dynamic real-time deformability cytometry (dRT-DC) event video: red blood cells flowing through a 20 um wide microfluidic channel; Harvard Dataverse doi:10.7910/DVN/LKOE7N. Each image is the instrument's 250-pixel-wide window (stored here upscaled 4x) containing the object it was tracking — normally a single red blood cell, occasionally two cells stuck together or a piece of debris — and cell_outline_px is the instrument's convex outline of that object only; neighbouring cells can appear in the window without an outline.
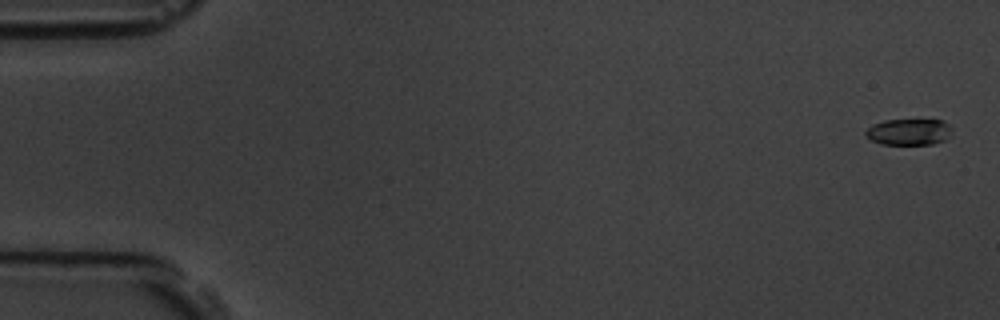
{"species": "common noctule bat (a hibernating species)", "species_latin": "Nyctalus noctula", "temperature_condition": "room temperature", "stored_images_in_passage": 9, "camera_frame_rate_fps": 3000, "um_per_image_px": 0.085, "animal": {"sex": "male", "body_mass_g": 19.5, "forearm_length_mm": 54.6}, "frame": {"image": 1, "passage_image": 1, "time_ms": 0.0, "image_size_px": [1000, 320], "cell_outline_px": [[952, 128], [948, 136], [944, 140], [932, 144], [880, 144], [872, 140], [864, 132], [872, 124], [884, 120], [944, 120]], "centroid_in_image_um": [77.25, 11.2], "position_along_channel_um": 7.8, "area_um2": 13.12}}
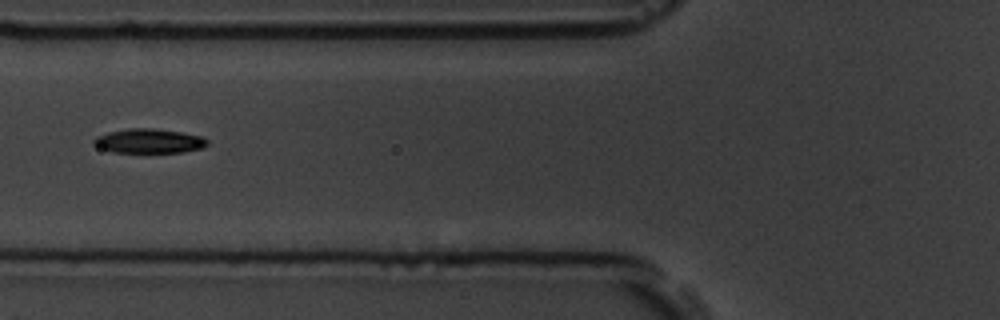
{"frame": {"image": 2, "passage_image": 6, "time_ms": 6.667, "image_size_px": [1000, 320], "cell_outline_px": [[208, 144], [200, 148], [184, 152], [116, 152], [100, 148], [92, 144], [92, 140], [96, 136], [108, 132], [128, 128], [152, 128], [180, 132], [200, 136], [208, 140]], "centroid_in_image_um": [12.62, 11.98], "position_along_channel_um": 113.2, "area_um2": 16.01}}
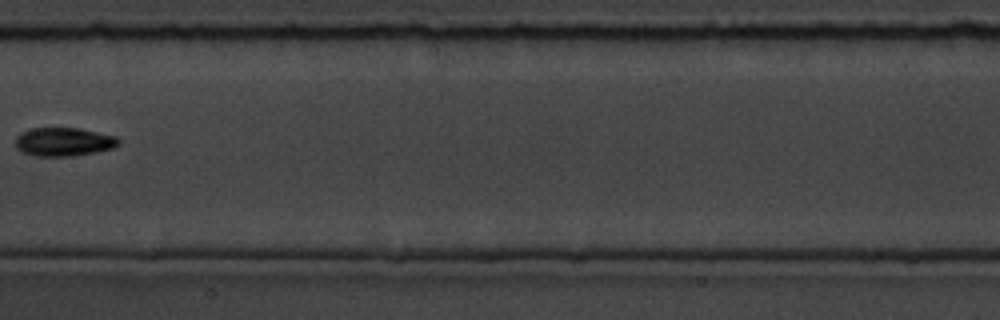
{"frame": {"image": 3, "passage_image": 8, "time_ms": 9.0, "image_size_px": [1000, 320], "cell_outline_px": [[120, 144], [112, 148], [96, 152], [72, 156], [36, 156], [24, 152], [16, 148], [16, 136], [20, 132], [32, 128], [80, 128], [116, 136], [120, 140]], "centroid_in_image_um": [5.42, 12.05], "position_along_channel_um": 202.0, "area_um2": 17.22}}